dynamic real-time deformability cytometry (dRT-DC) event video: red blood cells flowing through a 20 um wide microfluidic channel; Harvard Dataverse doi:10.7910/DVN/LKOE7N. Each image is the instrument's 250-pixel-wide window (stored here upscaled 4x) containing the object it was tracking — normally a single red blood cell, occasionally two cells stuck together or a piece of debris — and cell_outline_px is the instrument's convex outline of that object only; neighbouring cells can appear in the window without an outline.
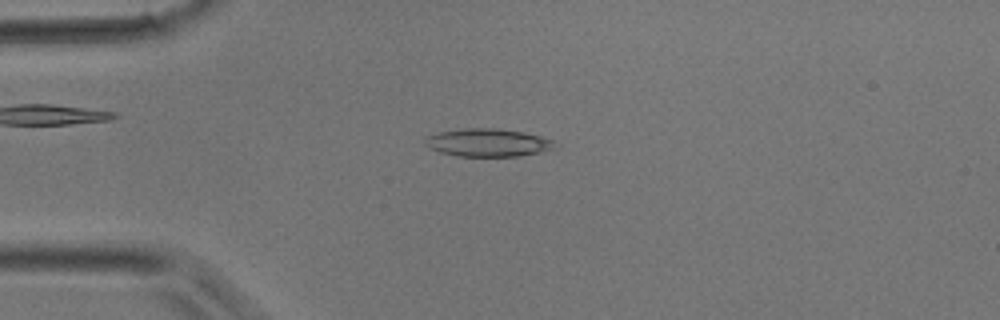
{"species": "common noctule bat (a hibernating species)", "species_latin": "Nyctalus noctula", "temperature_condition": "room temperature", "stored_images_in_passage": 38, "camera_frame_rate_fps": 3000, "um_per_image_px": 0.085, "animal": {"sex": "male", "body_mass_g": 17.9}, "frame": {"image": 1, "passage_image": 9, "time_ms": 2.667, "image_size_px": [1000, 320], "cell_outline_px": [[556, 148], [540, 152], [520, 156], [456, 156], [440, 152], [428, 148], [424, 144], [424, 136], [440, 132], [464, 128], [496, 128], [524, 132], [540, 136], [552, 140]], "centroid_in_image_um": [41.42, 12.12], "position_along_channel_um": 43.6, "area_um2": 21.21}}
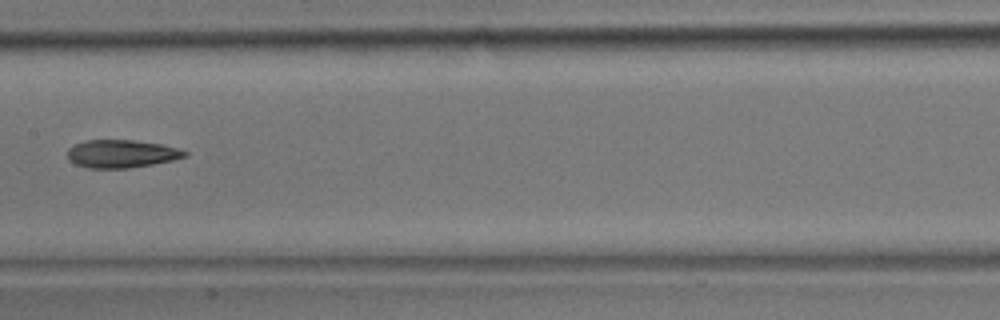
{"frame": {"image": 2, "passage_image": 19, "time_ms": 6.0, "image_size_px": [1000, 320], "cell_outline_px": [[188, 156], [172, 160], [152, 164], [128, 168], [88, 168], [76, 164], [68, 160], [68, 148], [76, 144], [88, 140], [132, 140], [160, 144], [176, 148], [188, 152]], "centroid_in_image_um": [10.32, 13.07], "position_along_channel_um": 197.1, "area_um2": 18.9}}
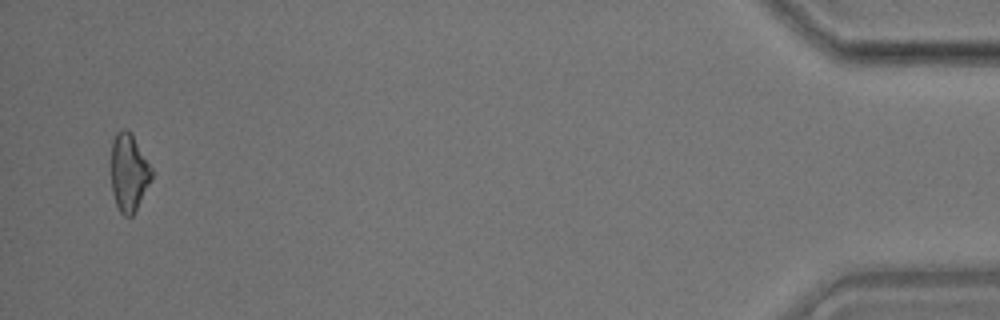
{"frame": {"image": 3, "passage_image": 37, "time_ms": 12.0, "image_size_px": [1000, 320], "cell_outline_px": [[152, 180], [132, 216], [124, 216], [120, 212], [116, 204], [112, 192], [112, 140], [116, 132], [124, 128], [132, 132], [152, 168]], "centroid_in_image_um": [10.96, 14.63], "position_along_channel_um": 424.2, "area_um2": 18.38}}